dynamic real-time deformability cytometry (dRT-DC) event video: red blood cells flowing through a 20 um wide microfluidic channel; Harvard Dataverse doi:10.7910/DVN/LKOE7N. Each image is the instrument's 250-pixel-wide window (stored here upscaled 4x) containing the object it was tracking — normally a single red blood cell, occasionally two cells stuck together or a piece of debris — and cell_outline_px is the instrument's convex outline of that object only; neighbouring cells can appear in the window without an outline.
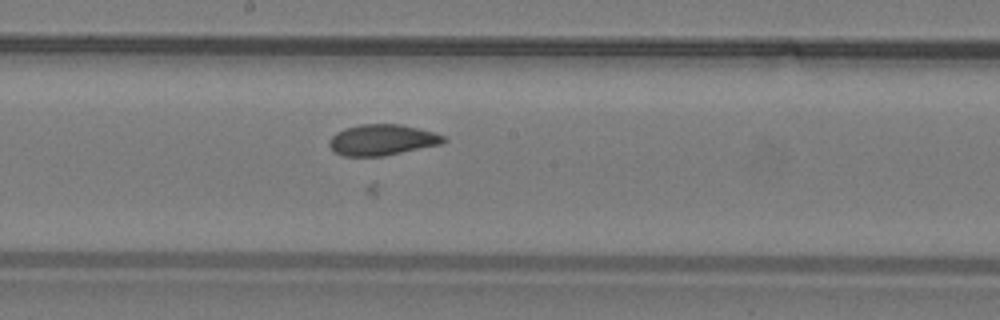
{"species": "common noctule bat (a hibernating species)", "species_latin": "Nyctalus noctula", "temperature_condition": "warm", "stored_images_in_passage": 22, "camera_frame_rate_fps": 3000, "um_per_image_px": 0.085, "animal": {"sex": "male", "body_mass_g": 19.2, "forearm_length_mm": 51.8}, "frame": {"image": 1, "passage_image": 9, "time_ms": 2.667, "image_size_px": [1000, 320], "cell_outline_px": [[448, 140], [440, 144], [384, 156], [340, 156], [328, 144], [328, 140], [336, 132], [344, 128], [360, 124], [400, 124], [432, 132], [444, 136]], "centroid_in_image_um": [32.44, 11.89], "position_along_channel_um": 215.8, "area_um2": 20.52}}
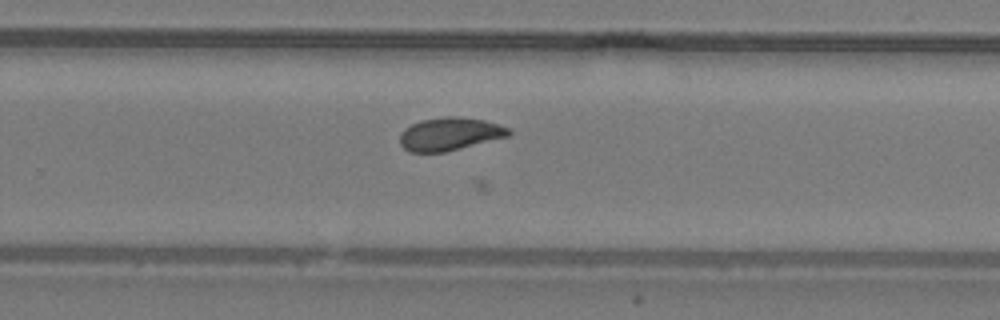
{"frame": {"image": 2, "passage_image": 13, "time_ms": 4.0, "image_size_px": [1000, 320], "cell_outline_px": [[512, 132], [508, 136], [444, 152], [408, 152], [400, 144], [400, 132], [404, 128], [420, 120], [448, 116], [452, 116], [484, 120], [508, 128]], "centroid_in_image_um": [38.17, 11.39], "position_along_channel_um": 291.6, "area_um2": 20.69}}